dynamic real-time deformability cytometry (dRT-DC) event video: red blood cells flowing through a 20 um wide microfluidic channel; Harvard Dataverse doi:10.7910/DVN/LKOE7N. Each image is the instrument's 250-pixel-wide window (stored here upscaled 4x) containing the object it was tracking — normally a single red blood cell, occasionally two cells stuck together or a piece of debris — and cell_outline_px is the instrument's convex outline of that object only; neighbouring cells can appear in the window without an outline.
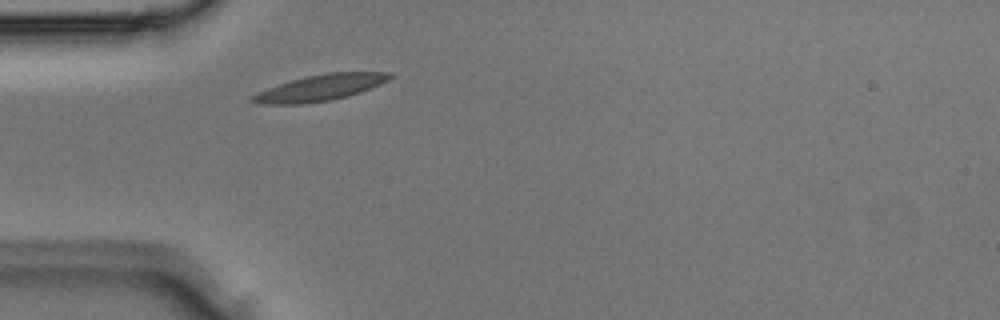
{"species": "Egyptian fruit bat (a non-hibernating species)", "species_latin": "Rousettus aegyptiacus", "temperature_condition": "room temperature", "stored_images_in_passage": 2, "camera_frame_rate_fps": 3000, "um_per_image_px": 0.085, "animal": {"sex": "male"}, "frame": {"image": 1, "passage_image": 2, "time_ms": 0.333, "image_size_px": [1000, 320], "cell_outline_px": [[396, 76], [372, 88], [348, 96], [328, 100], [304, 104], [268, 104], [248, 100], [248, 96], [268, 88], [304, 76], [328, 72], [392, 72]], "centroid_in_image_um": [27.26, 7.44], "position_along_channel_um": 57.7, "area_um2": 20.92}}